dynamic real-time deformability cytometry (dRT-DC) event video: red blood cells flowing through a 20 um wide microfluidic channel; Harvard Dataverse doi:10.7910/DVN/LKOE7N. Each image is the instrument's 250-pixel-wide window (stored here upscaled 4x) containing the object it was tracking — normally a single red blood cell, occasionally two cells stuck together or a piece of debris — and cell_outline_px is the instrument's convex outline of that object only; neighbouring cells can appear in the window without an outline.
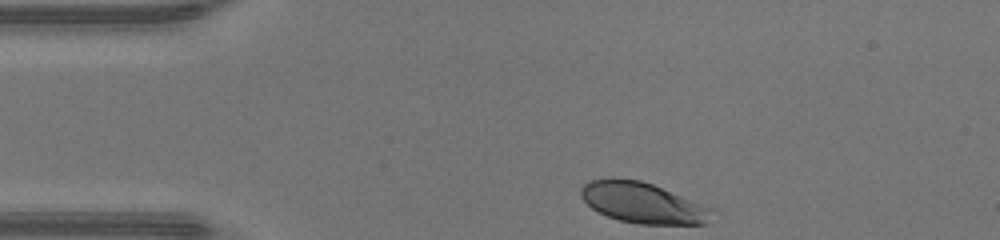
{"species": "human", "species_latin": "Homo sapiens", "temperature_condition": "warm", "stored_images_in_passage": 31, "camera_frame_rate_fps": 3000, "um_per_image_px": 0.085, "donor": {"sex": "male"}, "frame": {"image": 1, "passage_image": 1, "time_ms": 0.0, "image_size_px": [1000, 240], "cell_outline_px": [[708, 224], [640, 224], [620, 220], [608, 216], [592, 208], [580, 196], [580, 188], [588, 180], [612, 176], [640, 180], [652, 184], [680, 196], [696, 204], [700, 208]], "centroid_in_image_um": [54.36, 17.19], "position_along_channel_um": 30.6, "area_um2": 29.77}}
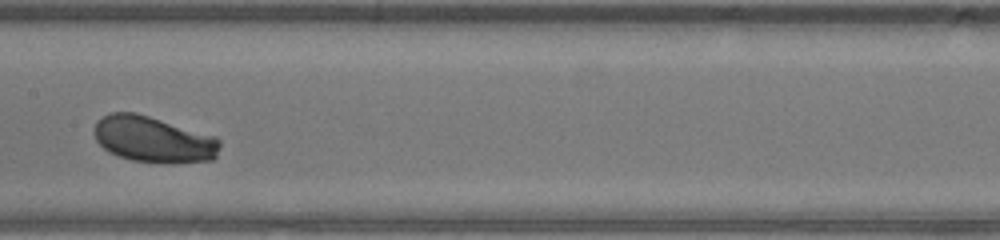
{"frame": {"image": 2, "passage_image": 16, "time_ms": 5.0, "image_size_px": [1000, 240], "cell_outline_px": [[220, 148], [216, 156], [212, 160], [168, 164], [132, 160], [108, 152], [96, 140], [96, 120], [112, 112], [136, 112], [216, 136], [220, 140]], "centroid_in_image_um": [13.08, 11.86], "position_along_channel_um": 194.3, "area_um2": 33.81}}
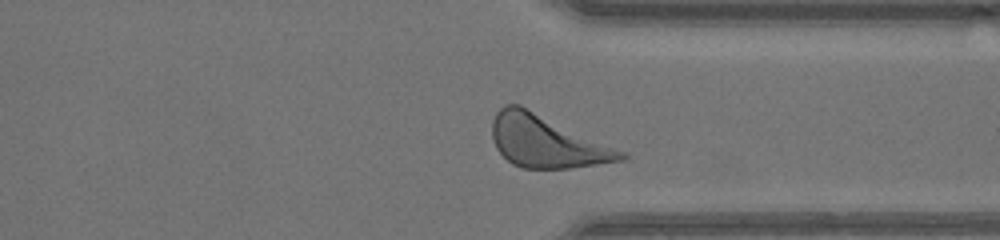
{"frame": {"image": 3, "passage_image": 28, "time_ms": 9.0, "image_size_px": [1000, 240], "cell_outline_px": [[628, 156], [624, 160], [568, 168], [520, 168], [512, 164], [496, 148], [492, 136], [492, 120], [496, 112], [504, 104], [520, 104], [624, 152]], "centroid_in_image_um": [46.4, 12.01], "position_along_channel_um": 365.0, "area_um2": 38.67}, "authors_computed_cell_mechanics": {"area_um2": 33.0038, "velocity_mm_per_s": 4.3003, "shape_relaxation_time_tau1_ms": 1.8165, "shape_relaxation_time_tau2_ms": null, "deformation_change_tau1": 0.1034, "deformation_change_tau2": null}}